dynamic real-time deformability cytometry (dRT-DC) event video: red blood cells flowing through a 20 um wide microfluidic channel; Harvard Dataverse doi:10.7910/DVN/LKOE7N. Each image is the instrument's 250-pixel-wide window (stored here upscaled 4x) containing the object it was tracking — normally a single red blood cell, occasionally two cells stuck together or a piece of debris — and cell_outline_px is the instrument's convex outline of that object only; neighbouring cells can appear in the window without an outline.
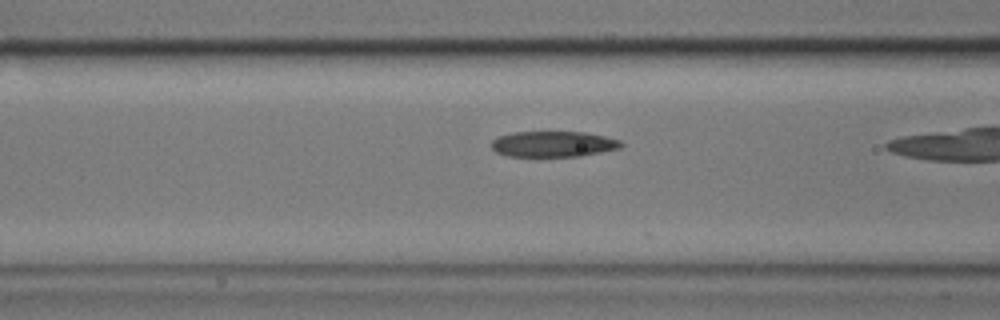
{"species": "common noctule bat (a hibernating species)", "species_latin": "Nyctalus noctula", "temperature_condition": "cold", "stored_images_in_passage": 22, "camera_frame_rate_fps": 3000, "um_per_image_px": 0.085, "animal": {"sex": "male", "body_mass_g": 17.9}, "frame": {"image": 1, "passage_image": 18, "time_ms": 5.667, "image_size_px": [1000, 320], "cell_outline_px": [[624, 144], [620, 148], [580, 156], [508, 156], [496, 152], [492, 148], [492, 140], [500, 136], [512, 132], [584, 132], [604, 136], [620, 140]], "centroid_in_image_um": [47.03, 12.24], "position_along_channel_um": 119.6, "area_um2": 19.31}}